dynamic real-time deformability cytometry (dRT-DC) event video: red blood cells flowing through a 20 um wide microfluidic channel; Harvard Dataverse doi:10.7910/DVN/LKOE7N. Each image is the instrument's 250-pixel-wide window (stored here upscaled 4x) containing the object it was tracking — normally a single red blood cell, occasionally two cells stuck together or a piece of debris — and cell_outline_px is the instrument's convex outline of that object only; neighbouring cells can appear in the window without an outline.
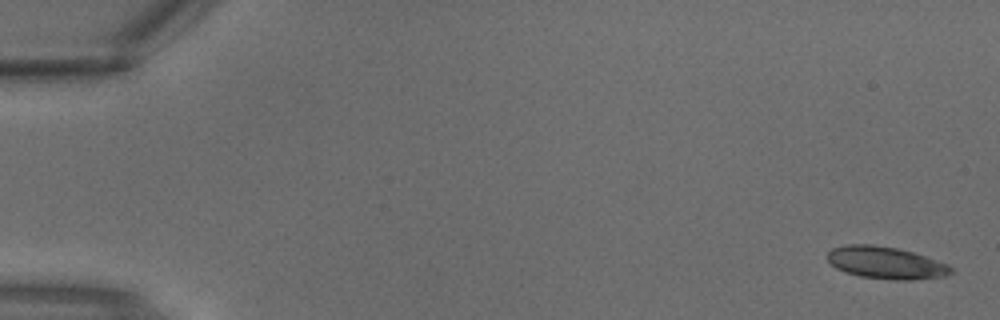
{"species": "common noctule bat (a hibernating species)", "species_latin": "Nyctalus noctula", "temperature_condition": "warm", "stored_images_in_passage": 4, "camera_frame_rate_fps": 3000, "um_per_image_px": 0.085, "animal": {"sex": "male", "body_mass_g": 18.8}, "frame": {"image": 1, "passage_image": 1, "time_ms": 0.0, "image_size_px": [1000, 320], "cell_outline_px": [[952, 272], [948, 276], [912, 280], [896, 280], [860, 276], [844, 272], [836, 268], [828, 260], [828, 252], [832, 248], [848, 244], [872, 244], [896, 248], [912, 252], [948, 264], [952, 268]], "centroid_in_image_um": [75.3, 22.34], "position_along_channel_um": 9.7, "area_um2": 23.12}}